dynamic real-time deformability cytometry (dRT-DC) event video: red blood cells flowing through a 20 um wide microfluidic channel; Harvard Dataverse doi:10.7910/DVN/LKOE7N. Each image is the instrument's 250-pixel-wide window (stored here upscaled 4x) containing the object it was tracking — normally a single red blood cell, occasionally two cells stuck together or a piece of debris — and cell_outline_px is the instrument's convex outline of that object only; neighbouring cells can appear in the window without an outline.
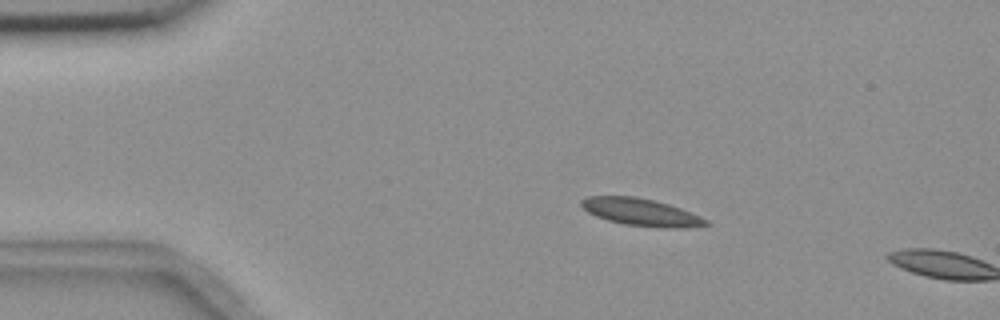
{"species": "common noctule bat (a hibernating species)", "species_latin": "Nyctalus noctula", "temperature_condition": "room temperature", "stored_images_in_passage": 3, "camera_frame_rate_fps": 3000, "um_per_image_px": 0.085, "animal": {"sex": "female", "body_mass_g": 18.4}, "frame": {"image": 1, "passage_image": 2, "time_ms": 1.333, "image_size_px": [1000, 320], "cell_outline_px": [[712, 224], [684, 228], [660, 228], [624, 224], [608, 220], [596, 216], [588, 212], [580, 204], [580, 200], [588, 196], [636, 196], [668, 204], [680, 208], [700, 216], [708, 220]], "centroid_in_image_um": [54.5, 18.04], "position_along_channel_um": 30.5, "area_um2": 19.83}}